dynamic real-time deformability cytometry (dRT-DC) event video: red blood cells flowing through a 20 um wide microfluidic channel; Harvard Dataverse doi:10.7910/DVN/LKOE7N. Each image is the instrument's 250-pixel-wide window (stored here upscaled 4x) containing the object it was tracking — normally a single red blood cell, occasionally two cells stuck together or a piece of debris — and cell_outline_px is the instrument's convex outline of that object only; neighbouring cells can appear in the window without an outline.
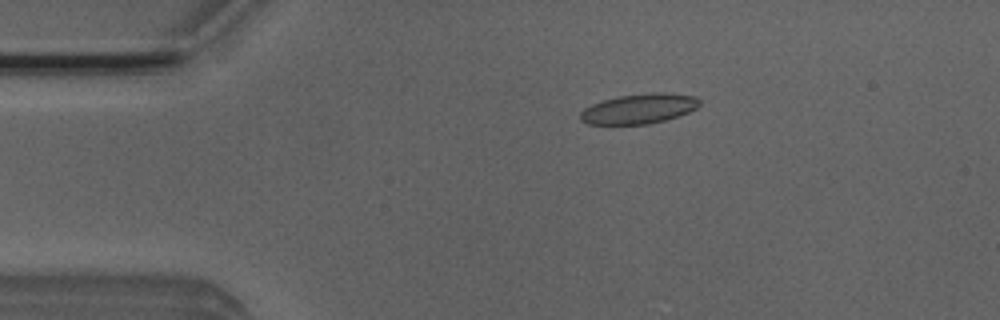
{"species": "Egyptian fruit bat (a non-hibernating species)", "species_latin": "Rousettus aegyptiacus", "temperature_condition": "room temperature", "stored_images_in_passage": 17, "camera_frame_rate_fps": 3000, "um_per_image_px": 0.085, "animal": {"sex": "male"}, "frame": {"image": 1, "passage_image": 10, "time_ms": 3.0, "image_size_px": [1000, 320], "cell_outline_px": [[700, 104], [696, 108], [680, 116], [648, 124], [588, 124], [580, 120], [580, 112], [584, 108], [592, 104], [604, 100], [620, 96], [652, 92], [664, 92], [696, 96], [700, 100]], "centroid_in_image_um": [54.33, 9.24], "position_along_channel_um": 30.7, "area_um2": 20.81}}